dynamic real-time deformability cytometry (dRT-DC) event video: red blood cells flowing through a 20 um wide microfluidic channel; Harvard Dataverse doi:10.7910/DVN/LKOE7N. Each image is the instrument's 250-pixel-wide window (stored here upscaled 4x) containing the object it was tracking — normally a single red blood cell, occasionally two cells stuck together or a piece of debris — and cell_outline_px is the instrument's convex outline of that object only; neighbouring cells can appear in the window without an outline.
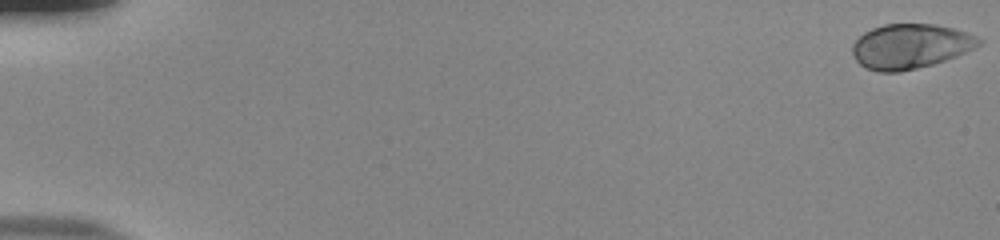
{"species": "human", "species_latin": "Homo sapiens", "temperature_condition": "room temperature", "stored_images_in_passage": 7, "camera_frame_rate_fps": 3000, "um_per_image_px": 0.085, "donor": {"sex": "male"}, "frame": {"image": 1, "passage_image": 1, "time_ms": 0.0, "image_size_px": [1000, 240], "cell_outline_px": [[984, 40], [976, 48], [956, 56], [932, 64], [900, 72], [880, 72], [864, 68], [856, 60], [852, 52], [852, 44], [864, 32], [872, 28], [884, 24], [936, 24], [968, 32]], "centroid_in_image_um": [77.38, 3.93], "position_along_channel_um": 7.6, "area_um2": 33.06}}